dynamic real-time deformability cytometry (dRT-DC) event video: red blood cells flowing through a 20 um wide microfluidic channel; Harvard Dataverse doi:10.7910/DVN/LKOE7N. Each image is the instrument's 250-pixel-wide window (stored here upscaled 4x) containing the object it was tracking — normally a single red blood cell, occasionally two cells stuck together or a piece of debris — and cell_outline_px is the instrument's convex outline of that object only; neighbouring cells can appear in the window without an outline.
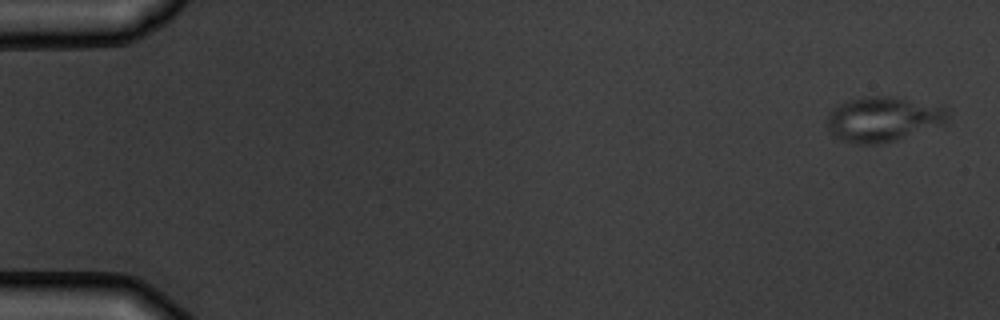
{"species": "common noctule bat (a hibernating species)", "species_latin": "Nyctalus noctula", "temperature_condition": "warm", "stored_images_in_passage": 4, "camera_frame_rate_fps": 3000, "um_per_image_px": 0.085, "animal": {"sex": "male", "body_mass_g": 19.5, "forearm_length_mm": 54.6}, "frame": {"image": 1, "passage_image": 1, "time_ms": 0.0, "image_size_px": [1000, 320], "cell_outline_px": [[952, 108], [948, 124], [884, 144], [856, 144], [840, 140], [832, 136], [828, 132], [828, 112], [832, 108], [848, 100], [860, 96], [892, 96], [944, 104]], "centroid_in_image_um": [75.18, 10.11], "position_along_channel_um": 9.8, "area_um2": 33.12}}